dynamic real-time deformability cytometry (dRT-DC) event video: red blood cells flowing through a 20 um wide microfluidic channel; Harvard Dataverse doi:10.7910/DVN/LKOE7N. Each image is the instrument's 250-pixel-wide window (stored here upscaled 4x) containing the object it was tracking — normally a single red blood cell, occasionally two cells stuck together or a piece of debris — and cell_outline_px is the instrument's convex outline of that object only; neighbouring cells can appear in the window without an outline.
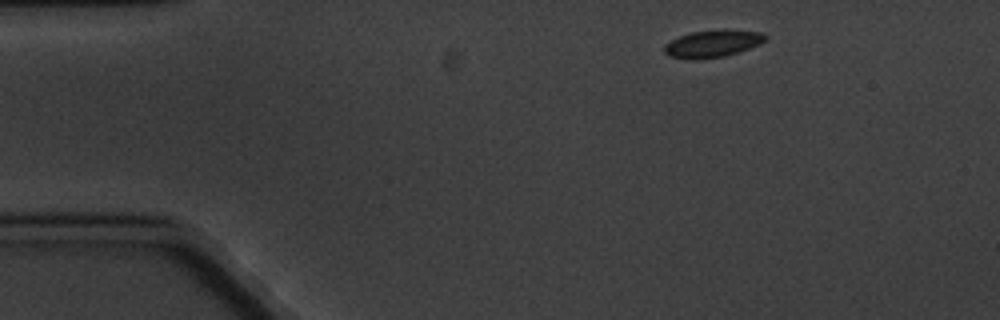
{"species": "common noctule bat (a hibernating species)", "species_latin": "Nyctalus noctula", "temperature_condition": "cold", "stored_images_in_passage": 4, "camera_frame_rate_fps": 3000, "um_per_image_px": 0.085, "animal": {"sex": "male", "body_mass_g": 20.1, "forearm_length_mm": 53.5}, "frame": {"image": 1, "passage_image": 1, "time_ms": 0.0, "image_size_px": [1000, 320], "cell_outline_px": [[768, 40], [760, 44], [740, 52], [724, 56], [692, 60], [688, 60], [668, 56], [664, 52], [664, 44], [680, 36], [692, 32], [724, 28], [728, 28], [764, 32], [768, 36]], "centroid_in_image_um": [60.64, 3.69], "position_along_channel_um": 24.4, "area_um2": 16.59}}
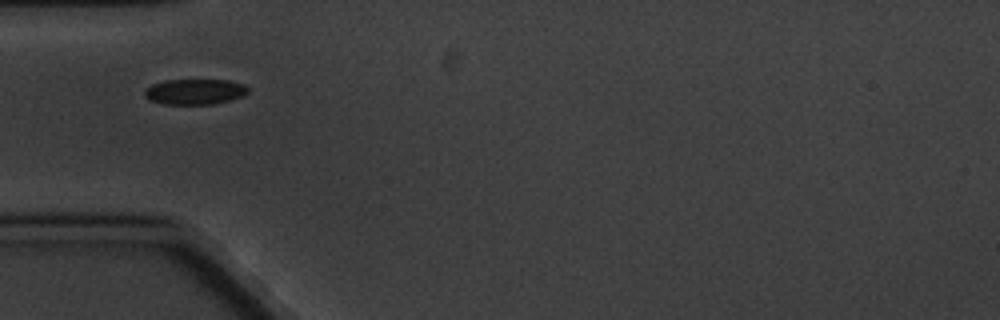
{"frame": {"image": 2, "passage_image": 4, "time_ms": 3.333, "image_size_px": [1000, 320], "cell_outline_px": [[248, 92], [244, 96], [212, 104], [164, 104], [148, 100], [144, 96], [144, 88], [152, 84], [164, 80], [228, 80], [244, 84], [248, 88]], "centroid_in_image_um": [16.52, 7.79], "position_along_channel_um": 68.5, "area_um2": 15.49}}